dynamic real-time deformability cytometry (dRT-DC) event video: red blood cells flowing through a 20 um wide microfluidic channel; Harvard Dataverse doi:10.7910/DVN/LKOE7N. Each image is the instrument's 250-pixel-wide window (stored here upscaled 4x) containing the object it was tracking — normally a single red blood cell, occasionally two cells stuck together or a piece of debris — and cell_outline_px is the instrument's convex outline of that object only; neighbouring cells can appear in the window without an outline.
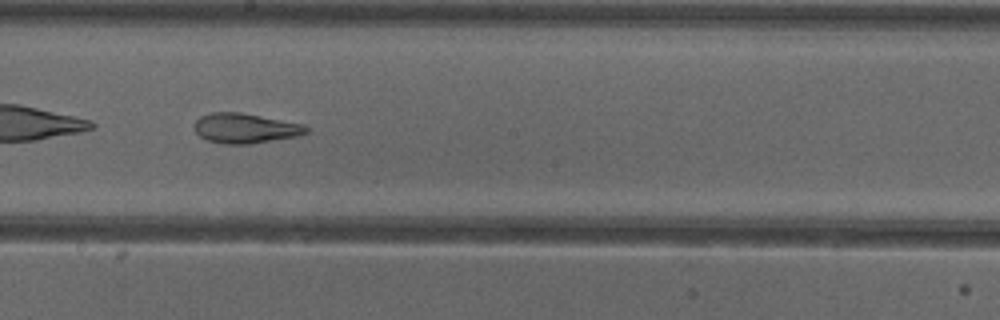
{"species": "common noctule bat (a hibernating species)", "species_latin": "Nyctalus noctula", "temperature_condition": "cold", "stored_images_in_passage": 50, "camera_frame_rate_fps": 3000, "um_per_image_px": 0.085, "animal": {"sex": "female"}, "frame": {"image": 1, "passage_image": 29, "time_ms": 9.333, "image_size_px": [1000, 320], "cell_outline_px": [[308, 132], [300, 136], [248, 144], [224, 144], [208, 140], [200, 136], [196, 132], [196, 120], [200, 116], [208, 112], [240, 112], [304, 124], [308, 128]], "centroid_in_image_um": [20.87, 10.9], "position_along_channel_um": 227.3, "area_um2": 19.48}, "authors_computed_cell_mechanics": {"area_um2": 23.7847, "velocity_mm_per_s": 3.9071, "shape_relaxation_time_tau1_ms": null, "shape_relaxation_time_tau2_ms": 2.5347, "deformation_change_tau1": null, "deformation_change_tau2": 0.1142}}